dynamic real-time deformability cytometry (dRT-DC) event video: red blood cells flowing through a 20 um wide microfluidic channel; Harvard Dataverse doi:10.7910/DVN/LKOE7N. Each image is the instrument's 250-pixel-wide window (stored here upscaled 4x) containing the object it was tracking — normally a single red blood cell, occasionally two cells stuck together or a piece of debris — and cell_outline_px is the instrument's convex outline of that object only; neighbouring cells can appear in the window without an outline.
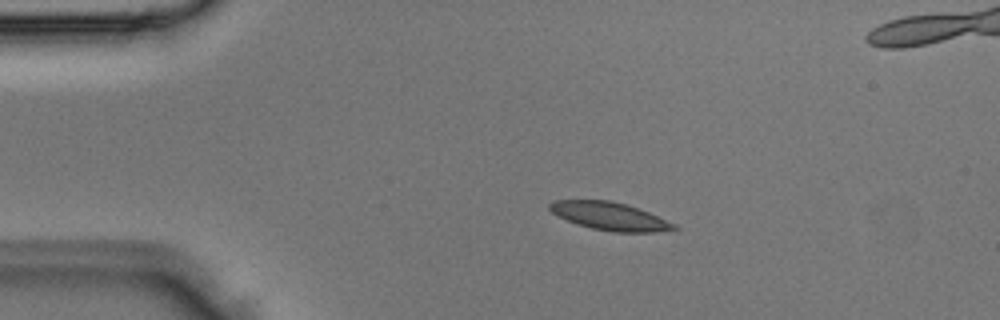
{"species": "Egyptian fruit bat (a non-hibernating species)", "species_latin": "Rousettus aegyptiacus", "temperature_condition": "room temperature", "stored_images_in_passage": 4, "camera_frame_rate_fps": 3000, "um_per_image_px": 0.085, "animal": {"sex": "male"}, "frame": {"image": 1, "passage_image": 2, "time_ms": 0.333, "image_size_px": [1000, 320], "cell_outline_px": [[680, 228], [656, 232], [612, 232], [592, 228], [568, 220], [552, 212], [548, 208], [548, 204], [552, 200], [612, 200], [648, 212], [676, 224]], "centroid_in_image_um": [51.84, 18.37], "position_along_channel_um": 33.2, "area_um2": 20.0}}